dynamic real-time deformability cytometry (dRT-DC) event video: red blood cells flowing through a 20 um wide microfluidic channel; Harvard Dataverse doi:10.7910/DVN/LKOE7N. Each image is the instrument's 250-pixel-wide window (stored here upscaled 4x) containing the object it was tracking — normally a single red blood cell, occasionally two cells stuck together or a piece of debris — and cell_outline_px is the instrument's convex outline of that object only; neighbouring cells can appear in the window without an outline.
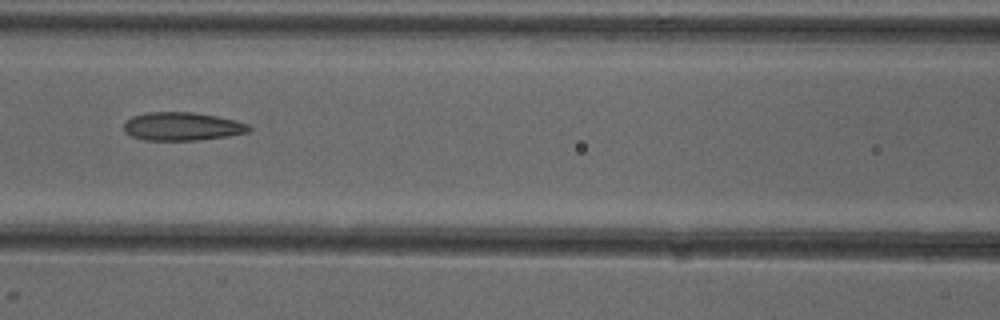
{"species": "common noctule bat (a hibernating species)", "species_latin": "Nyctalus noctula", "temperature_condition": "cold", "stored_images_in_passage": 4, "camera_frame_rate_fps": 3000, "um_per_image_px": 0.085, "animal": {"sex": "female"}, "frame": {"image": 1, "passage_image": 4, "time_ms": 3.333, "image_size_px": [1000, 320], "cell_outline_px": [[252, 128], [248, 132], [228, 136], [196, 140], [144, 140], [132, 136], [124, 132], [124, 124], [132, 116], [148, 112], [192, 112], [216, 116], [236, 120], [248, 124]], "centroid_in_image_um": [15.49, 10.74], "position_along_channel_um": 151.1, "area_um2": 20.58}}